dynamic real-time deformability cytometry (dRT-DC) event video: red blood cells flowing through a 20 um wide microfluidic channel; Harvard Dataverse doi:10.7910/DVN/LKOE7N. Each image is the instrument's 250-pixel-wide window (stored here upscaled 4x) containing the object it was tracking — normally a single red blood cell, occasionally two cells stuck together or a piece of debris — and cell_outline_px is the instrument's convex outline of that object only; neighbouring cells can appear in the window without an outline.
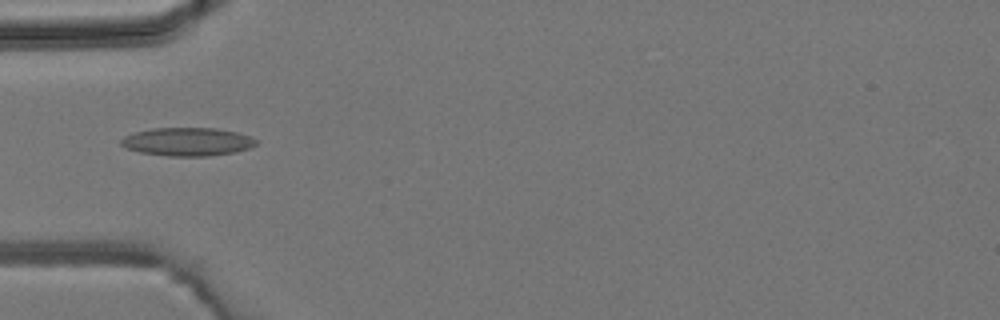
{"species": "common noctule bat (a hibernating species)", "species_latin": "Nyctalus noctula", "temperature_condition": "room temperature", "stored_images_in_passage": 2, "camera_frame_rate_fps": 3000, "um_per_image_px": 0.085, "animal": {"sex": "male", "body_mass_g": 19.2, "forearm_length_mm": 51.8}, "frame": {"image": 1, "passage_image": 2, "time_ms": 1.0, "image_size_px": [1000, 320], "cell_outline_px": [[260, 140], [256, 144], [248, 148], [236, 152], [208, 156], [168, 156], [140, 152], [128, 148], [120, 144], [120, 140], [124, 136], [136, 132], [152, 128], [216, 128], [236, 132], [252, 136]], "centroid_in_image_um": [15.97, 12.04], "position_along_channel_um": 69.0, "area_um2": 22.31}}